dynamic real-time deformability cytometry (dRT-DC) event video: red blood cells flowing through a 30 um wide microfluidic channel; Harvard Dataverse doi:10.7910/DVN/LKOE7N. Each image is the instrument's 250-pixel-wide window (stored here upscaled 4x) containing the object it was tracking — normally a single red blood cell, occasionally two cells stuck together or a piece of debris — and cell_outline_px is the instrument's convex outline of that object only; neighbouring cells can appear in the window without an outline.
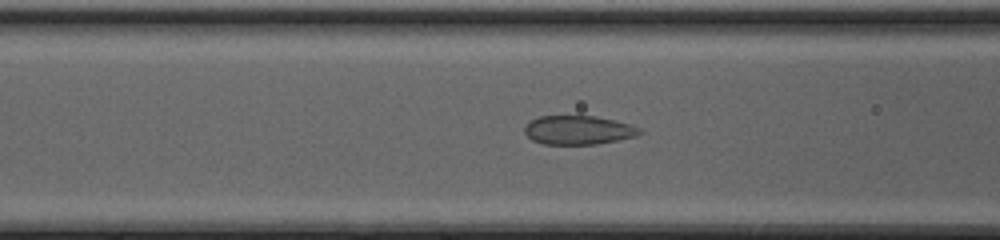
{"species": "common noctule bat (a hibernating species)", "species_latin": "Nyctalus noctula", "temperature_condition": "cold", "stored_images_in_passage": 44, "camera_frame_rate_fps": 3000, "um_per_image_px": 0.085, "animal": {"sex": "female", "body_mass_g": 20.0, "forearm_length_mm": 54.0}, "frame": {"image": 1, "passage_image": 22, "time_ms": 7.0, "image_size_px": [1000, 240], "cell_outline_px": [[644, 132], [636, 136], [596, 144], [544, 144], [532, 140], [524, 132], [524, 128], [528, 120], [540, 116], [596, 116], [632, 124], [640, 128]], "centroid_in_image_um": [49.15, 11.05], "position_along_channel_um": 117.4, "area_um2": 19.48}}
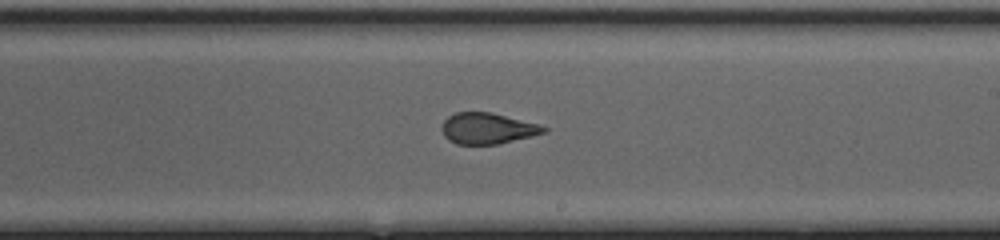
{"frame": {"image": 2, "passage_image": 31, "time_ms": 10.0, "image_size_px": [1000, 240], "cell_outline_px": [[548, 132], [532, 136], [496, 144], [456, 144], [448, 140], [444, 136], [440, 128], [444, 120], [448, 116], [456, 112], [492, 112], [540, 124], [548, 128]], "centroid_in_image_um": [41.44, 10.91], "position_along_channel_um": 247.6, "area_um2": 18.61}}
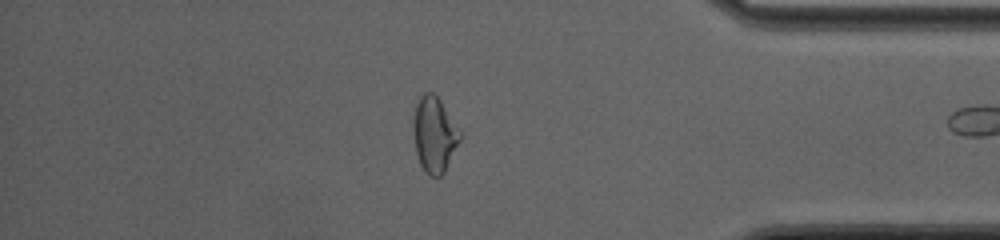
{"frame": {"image": 3, "passage_image": 43, "time_ms": 14.0, "image_size_px": [1000, 240], "cell_outline_px": [[460, 140], [444, 172], [440, 176], [428, 176], [420, 164], [416, 152], [412, 128], [412, 120], [416, 104], [420, 96], [424, 92], [432, 92], [440, 100], [460, 132]], "centroid_in_image_um": [36.88, 11.43], "position_along_channel_um": 398.3, "area_um2": 20.29}}